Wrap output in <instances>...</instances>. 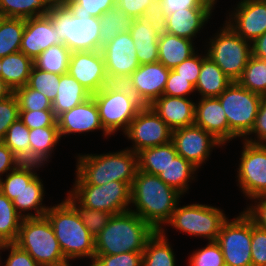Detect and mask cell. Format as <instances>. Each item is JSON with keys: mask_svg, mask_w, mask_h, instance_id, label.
Listing matches in <instances>:
<instances>
[{"mask_svg": "<svg viewBox=\"0 0 266 266\" xmlns=\"http://www.w3.org/2000/svg\"><path fill=\"white\" fill-rule=\"evenodd\" d=\"M181 197V193L157 175L138 170L131 186L130 211L136 213L156 231H160L170 220L176 206L181 202Z\"/></svg>", "mask_w": 266, "mask_h": 266, "instance_id": "obj_1", "label": "cell"}, {"mask_svg": "<svg viewBox=\"0 0 266 266\" xmlns=\"http://www.w3.org/2000/svg\"><path fill=\"white\" fill-rule=\"evenodd\" d=\"M74 184L103 185L110 181L132 186L138 171L137 154L128 147L104 154H78Z\"/></svg>", "mask_w": 266, "mask_h": 266, "instance_id": "obj_2", "label": "cell"}, {"mask_svg": "<svg viewBox=\"0 0 266 266\" xmlns=\"http://www.w3.org/2000/svg\"><path fill=\"white\" fill-rule=\"evenodd\" d=\"M156 230L136 213L112 215L108 225L95 238V255L143 252Z\"/></svg>", "mask_w": 266, "mask_h": 266, "instance_id": "obj_3", "label": "cell"}, {"mask_svg": "<svg viewBox=\"0 0 266 266\" xmlns=\"http://www.w3.org/2000/svg\"><path fill=\"white\" fill-rule=\"evenodd\" d=\"M45 216L50 221L68 262L83 258H90V263L93 262L95 238L89 233L75 209L65 199L57 205H50Z\"/></svg>", "mask_w": 266, "mask_h": 266, "instance_id": "obj_4", "label": "cell"}, {"mask_svg": "<svg viewBox=\"0 0 266 266\" xmlns=\"http://www.w3.org/2000/svg\"><path fill=\"white\" fill-rule=\"evenodd\" d=\"M62 43L71 51H100V21L98 17L72 14L55 1L48 13Z\"/></svg>", "mask_w": 266, "mask_h": 266, "instance_id": "obj_5", "label": "cell"}, {"mask_svg": "<svg viewBox=\"0 0 266 266\" xmlns=\"http://www.w3.org/2000/svg\"><path fill=\"white\" fill-rule=\"evenodd\" d=\"M98 108L101 124L110 135L120 129L123 134L130 122L144 106L124 84L110 82L99 92L92 94Z\"/></svg>", "mask_w": 266, "mask_h": 266, "instance_id": "obj_6", "label": "cell"}, {"mask_svg": "<svg viewBox=\"0 0 266 266\" xmlns=\"http://www.w3.org/2000/svg\"><path fill=\"white\" fill-rule=\"evenodd\" d=\"M41 266H66L65 259L48 218H23L14 242Z\"/></svg>", "mask_w": 266, "mask_h": 266, "instance_id": "obj_7", "label": "cell"}, {"mask_svg": "<svg viewBox=\"0 0 266 266\" xmlns=\"http://www.w3.org/2000/svg\"><path fill=\"white\" fill-rule=\"evenodd\" d=\"M207 43V56L232 82H237L252 56L251 43L239 36L226 22Z\"/></svg>", "mask_w": 266, "mask_h": 266, "instance_id": "obj_8", "label": "cell"}, {"mask_svg": "<svg viewBox=\"0 0 266 266\" xmlns=\"http://www.w3.org/2000/svg\"><path fill=\"white\" fill-rule=\"evenodd\" d=\"M176 206L170 220L165 224L180 233L216 241L222 224L229 218L221 208L206 204Z\"/></svg>", "mask_w": 266, "mask_h": 266, "instance_id": "obj_9", "label": "cell"}, {"mask_svg": "<svg viewBox=\"0 0 266 266\" xmlns=\"http://www.w3.org/2000/svg\"><path fill=\"white\" fill-rule=\"evenodd\" d=\"M262 97L245 89L238 82H232L218 96L225 111L229 129L236 137L240 139L242 137L244 140L252 131Z\"/></svg>", "mask_w": 266, "mask_h": 266, "instance_id": "obj_10", "label": "cell"}, {"mask_svg": "<svg viewBox=\"0 0 266 266\" xmlns=\"http://www.w3.org/2000/svg\"><path fill=\"white\" fill-rule=\"evenodd\" d=\"M69 193L83 206L112 215L130 210L131 186L126 182L110 181L103 185L74 184Z\"/></svg>", "mask_w": 266, "mask_h": 266, "instance_id": "obj_11", "label": "cell"}, {"mask_svg": "<svg viewBox=\"0 0 266 266\" xmlns=\"http://www.w3.org/2000/svg\"><path fill=\"white\" fill-rule=\"evenodd\" d=\"M252 220L242 211L221 226L216 242L220 245L225 266H252Z\"/></svg>", "mask_w": 266, "mask_h": 266, "instance_id": "obj_12", "label": "cell"}, {"mask_svg": "<svg viewBox=\"0 0 266 266\" xmlns=\"http://www.w3.org/2000/svg\"><path fill=\"white\" fill-rule=\"evenodd\" d=\"M242 141L236 181L244 197L251 200L266 195V144Z\"/></svg>", "mask_w": 266, "mask_h": 266, "instance_id": "obj_13", "label": "cell"}, {"mask_svg": "<svg viewBox=\"0 0 266 266\" xmlns=\"http://www.w3.org/2000/svg\"><path fill=\"white\" fill-rule=\"evenodd\" d=\"M124 135L133 142L129 149L137 154L143 149L171 142L172 129L150 106H143Z\"/></svg>", "mask_w": 266, "mask_h": 266, "instance_id": "obj_14", "label": "cell"}, {"mask_svg": "<svg viewBox=\"0 0 266 266\" xmlns=\"http://www.w3.org/2000/svg\"><path fill=\"white\" fill-rule=\"evenodd\" d=\"M110 82L124 81L140 66L134 40L129 32L116 35L101 48Z\"/></svg>", "mask_w": 266, "mask_h": 266, "instance_id": "obj_15", "label": "cell"}, {"mask_svg": "<svg viewBox=\"0 0 266 266\" xmlns=\"http://www.w3.org/2000/svg\"><path fill=\"white\" fill-rule=\"evenodd\" d=\"M171 142L177 154L198 170L204 165L203 163L206 164L215 147L222 148L223 146L209 132L195 124L172 130Z\"/></svg>", "mask_w": 266, "mask_h": 266, "instance_id": "obj_16", "label": "cell"}, {"mask_svg": "<svg viewBox=\"0 0 266 266\" xmlns=\"http://www.w3.org/2000/svg\"><path fill=\"white\" fill-rule=\"evenodd\" d=\"M68 74L91 94L99 92L110 83L101 51L71 52Z\"/></svg>", "mask_w": 266, "mask_h": 266, "instance_id": "obj_17", "label": "cell"}, {"mask_svg": "<svg viewBox=\"0 0 266 266\" xmlns=\"http://www.w3.org/2000/svg\"><path fill=\"white\" fill-rule=\"evenodd\" d=\"M169 73L170 69L160 62L142 64L124 81V84L144 106H149L163 95Z\"/></svg>", "mask_w": 266, "mask_h": 266, "instance_id": "obj_18", "label": "cell"}, {"mask_svg": "<svg viewBox=\"0 0 266 266\" xmlns=\"http://www.w3.org/2000/svg\"><path fill=\"white\" fill-rule=\"evenodd\" d=\"M236 5L225 22L252 43L266 32V0H241Z\"/></svg>", "mask_w": 266, "mask_h": 266, "instance_id": "obj_19", "label": "cell"}, {"mask_svg": "<svg viewBox=\"0 0 266 266\" xmlns=\"http://www.w3.org/2000/svg\"><path fill=\"white\" fill-rule=\"evenodd\" d=\"M60 138L70 134H84L101 130L105 138L110 136L103 128L97 105L91 96L84 102L57 117Z\"/></svg>", "mask_w": 266, "mask_h": 266, "instance_id": "obj_20", "label": "cell"}, {"mask_svg": "<svg viewBox=\"0 0 266 266\" xmlns=\"http://www.w3.org/2000/svg\"><path fill=\"white\" fill-rule=\"evenodd\" d=\"M161 31L162 23L156 13L133 19L129 33L134 40L140 65L158 62V40Z\"/></svg>", "mask_w": 266, "mask_h": 266, "instance_id": "obj_21", "label": "cell"}, {"mask_svg": "<svg viewBox=\"0 0 266 266\" xmlns=\"http://www.w3.org/2000/svg\"><path fill=\"white\" fill-rule=\"evenodd\" d=\"M61 43L58 32L48 14L25 19L20 52L27 57L34 60L42 51Z\"/></svg>", "mask_w": 266, "mask_h": 266, "instance_id": "obj_22", "label": "cell"}, {"mask_svg": "<svg viewBox=\"0 0 266 266\" xmlns=\"http://www.w3.org/2000/svg\"><path fill=\"white\" fill-rule=\"evenodd\" d=\"M194 124L209 132L223 146L237 138L229 129L218 97L200 98L196 101Z\"/></svg>", "mask_w": 266, "mask_h": 266, "instance_id": "obj_23", "label": "cell"}, {"mask_svg": "<svg viewBox=\"0 0 266 266\" xmlns=\"http://www.w3.org/2000/svg\"><path fill=\"white\" fill-rule=\"evenodd\" d=\"M213 8H189L167 14L161 19L162 31L194 41L211 18Z\"/></svg>", "mask_w": 266, "mask_h": 266, "instance_id": "obj_24", "label": "cell"}, {"mask_svg": "<svg viewBox=\"0 0 266 266\" xmlns=\"http://www.w3.org/2000/svg\"><path fill=\"white\" fill-rule=\"evenodd\" d=\"M190 98L162 95L149 106L172 129L194 124L195 101Z\"/></svg>", "mask_w": 266, "mask_h": 266, "instance_id": "obj_25", "label": "cell"}, {"mask_svg": "<svg viewBox=\"0 0 266 266\" xmlns=\"http://www.w3.org/2000/svg\"><path fill=\"white\" fill-rule=\"evenodd\" d=\"M194 45L195 43L190 39L161 31L158 40V62L162 63L168 69H173L197 53L196 46L194 47Z\"/></svg>", "mask_w": 266, "mask_h": 266, "instance_id": "obj_26", "label": "cell"}, {"mask_svg": "<svg viewBox=\"0 0 266 266\" xmlns=\"http://www.w3.org/2000/svg\"><path fill=\"white\" fill-rule=\"evenodd\" d=\"M44 195L43 181L37 175L29 184H25L12 203L22 218L42 217L49 209V206H43ZM33 210L35 213L28 212Z\"/></svg>", "mask_w": 266, "mask_h": 266, "instance_id": "obj_27", "label": "cell"}, {"mask_svg": "<svg viewBox=\"0 0 266 266\" xmlns=\"http://www.w3.org/2000/svg\"><path fill=\"white\" fill-rule=\"evenodd\" d=\"M92 94L68 73L60 75V82L56 98L52 103V110L56 117L71 110L75 106L90 98Z\"/></svg>", "mask_w": 266, "mask_h": 266, "instance_id": "obj_28", "label": "cell"}, {"mask_svg": "<svg viewBox=\"0 0 266 266\" xmlns=\"http://www.w3.org/2000/svg\"><path fill=\"white\" fill-rule=\"evenodd\" d=\"M34 63L22 52L18 51L0 58V78L14 91L27 85Z\"/></svg>", "mask_w": 266, "mask_h": 266, "instance_id": "obj_29", "label": "cell"}, {"mask_svg": "<svg viewBox=\"0 0 266 266\" xmlns=\"http://www.w3.org/2000/svg\"><path fill=\"white\" fill-rule=\"evenodd\" d=\"M61 140L58 126H47L29 130L30 163L45 166L52 157L54 147Z\"/></svg>", "mask_w": 266, "mask_h": 266, "instance_id": "obj_30", "label": "cell"}, {"mask_svg": "<svg viewBox=\"0 0 266 266\" xmlns=\"http://www.w3.org/2000/svg\"><path fill=\"white\" fill-rule=\"evenodd\" d=\"M232 81L208 56L202 61L195 92L200 98L218 97Z\"/></svg>", "mask_w": 266, "mask_h": 266, "instance_id": "obj_31", "label": "cell"}, {"mask_svg": "<svg viewBox=\"0 0 266 266\" xmlns=\"http://www.w3.org/2000/svg\"><path fill=\"white\" fill-rule=\"evenodd\" d=\"M167 237L165 227H162L147 241L142 266H176V257Z\"/></svg>", "mask_w": 266, "mask_h": 266, "instance_id": "obj_32", "label": "cell"}, {"mask_svg": "<svg viewBox=\"0 0 266 266\" xmlns=\"http://www.w3.org/2000/svg\"><path fill=\"white\" fill-rule=\"evenodd\" d=\"M177 155L172 142L143 149L137 153L138 170L158 176Z\"/></svg>", "mask_w": 266, "mask_h": 266, "instance_id": "obj_33", "label": "cell"}, {"mask_svg": "<svg viewBox=\"0 0 266 266\" xmlns=\"http://www.w3.org/2000/svg\"><path fill=\"white\" fill-rule=\"evenodd\" d=\"M197 170L195 166L185 160L181 155H177L158 177L167 185L184 195L189 190V182L192 183V180L194 181L196 178L194 176Z\"/></svg>", "mask_w": 266, "mask_h": 266, "instance_id": "obj_34", "label": "cell"}, {"mask_svg": "<svg viewBox=\"0 0 266 266\" xmlns=\"http://www.w3.org/2000/svg\"><path fill=\"white\" fill-rule=\"evenodd\" d=\"M55 0H0V16L29 19L50 12Z\"/></svg>", "mask_w": 266, "mask_h": 266, "instance_id": "obj_35", "label": "cell"}, {"mask_svg": "<svg viewBox=\"0 0 266 266\" xmlns=\"http://www.w3.org/2000/svg\"><path fill=\"white\" fill-rule=\"evenodd\" d=\"M43 165L37 163L21 162L16 168L8 172L5 179L0 180V192L13 201L25 184H29Z\"/></svg>", "mask_w": 266, "mask_h": 266, "instance_id": "obj_36", "label": "cell"}, {"mask_svg": "<svg viewBox=\"0 0 266 266\" xmlns=\"http://www.w3.org/2000/svg\"><path fill=\"white\" fill-rule=\"evenodd\" d=\"M100 21V51L116 35L129 32L133 18L122 12L117 6L109 9L99 17Z\"/></svg>", "mask_w": 266, "mask_h": 266, "instance_id": "obj_37", "label": "cell"}, {"mask_svg": "<svg viewBox=\"0 0 266 266\" xmlns=\"http://www.w3.org/2000/svg\"><path fill=\"white\" fill-rule=\"evenodd\" d=\"M71 51L63 44L52 45L33 60L40 70L62 75L68 73Z\"/></svg>", "mask_w": 266, "mask_h": 266, "instance_id": "obj_38", "label": "cell"}, {"mask_svg": "<svg viewBox=\"0 0 266 266\" xmlns=\"http://www.w3.org/2000/svg\"><path fill=\"white\" fill-rule=\"evenodd\" d=\"M25 19L0 17V58L20 51Z\"/></svg>", "mask_w": 266, "mask_h": 266, "instance_id": "obj_39", "label": "cell"}, {"mask_svg": "<svg viewBox=\"0 0 266 266\" xmlns=\"http://www.w3.org/2000/svg\"><path fill=\"white\" fill-rule=\"evenodd\" d=\"M22 220L12 201L0 192V244L16 241Z\"/></svg>", "mask_w": 266, "mask_h": 266, "instance_id": "obj_40", "label": "cell"}, {"mask_svg": "<svg viewBox=\"0 0 266 266\" xmlns=\"http://www.w3.org/2000/svg\"><path fill=\"white\" fill-rule=\"evenodd\" d=\"M237 82L253 93L266 96V60L252 55Z\"/></svg>", "mask_w": 266, "mask_h": 266, "instance_id": "obj_41", "label": "cell"}, {"mask_svg": "<svg viewBox=\"0 0 266 266\" xmlns=\"http://www.w3.org/2000/svg\"><path fill=\"white\" fill-rule=\"evenodd\" d=\"M29 130L19 118L8 128L2 141L21 162L28 163H30Z\"/></svg>", "mask_w": 266, "mask_h": 266, "instance_id": "obj_42", "label": "cell"}, {"mask_svg": "<svg viewBox=\"0 0 266 266\" xmlns=\"http://www.w3.org/2000/svg\"><path fill=\"white\" fill-rule=\"evenodd\" d=\"M65 200L75 209L79 218L94 238L108 225L112 217L109 212L83 207L69 192Z\"/></svg>", "mask_w": 266, "mask_h": 266, "instance_id": "obj_43", "label": "cell"}, {"mask_svg": "<svg viewBox=\"0 0 266 266\" xmlns=\"http://www.w3.org/2000/svg\"><path fill=\"white\" fill-rule=\"evenodd\" d=\"M59 82L60 75L40 70L33 65L27 86L41 92L53 103L57 95Z\"/></svg>", "mask_w": 266, "mask_h": 266, "instance_id": "obj_44", "label": "cell"}, {"mask_svg": "<svg viewBox=\"0 0 266 266\" xmlns=\"http://www.w3.org/2000/svg\"><path fill=\"white\" fill-rule=\"evenodd\" d=\"M20 111L52 110V102L41 92L27 85L13 91Z\"/></svg>", "mask_w": 266, "mask_h": 266, "instance_id": "obj_45", "label": "cell"}, {"mask_svg": "<svg viewBox=\"0 0 266 266\" xmlns=\"http://www.w3.org/2000/svg\"><path fill=\"white\" fill-rule=\"evenodd\" d=\"M62 3L72 14H85L100 17L116 7V0H63Z\"/></svg>", "mask_w": 266, "mask_h": 266, "instance_id": "obj_46", "label": "cell"}, {"mask_svg": "<svg viewBox=\"0 0 266 266\" xmlns=\"http://www.w3.org/2000/svg\"><path fill=\"white\" fill-rule=\"evenodd\" d=\"M188 260V266H225L221 247L216 241H208L205 247L193 251Z\"/></svg>", "mask_w": 266, "mask_h": 266, "instance_id": "obj_47", "label": "cell"}, {"mask_svg": "<svg viewBox=\"0 0 266 266\" xmlns=\"http://www.w3.org/2000/svg\"><path fill=\"white\" fill-rule=\"evenodd\" d=\"M143 252H125L115 255H95L92 266H142Z\"/></svg>", "mask_w": 266, "mask_h": 266, "instance_id": "obj_48", "label": "cell"}, {"mask_svg": "<svg viewBox=\"0 0 266 266\" xmlns=\"http://www.w3.org/2000/svg\"><path fill=\"white\" fill-rule=\"evenodd\" d=\"M116 6L133 19L156 13L158 0H116Z\"/></svg>", "mask_w": 266, "mask_h": 266, "instance_id": "obj_49", "label": "cell"}, {"mask_svg": "<svg viewBox=\"0 0 266 266\" xmlns=\"http://www.w3.org/2000/svg\"><path fill=\"white\" fill-rule=\"evenodd\" d=\"M20 109L14 94L0 100V142L5 138L8 128L19 119Z\"/></svg>", "mask_w": 266, "mask_h": 266, "instance_id": "obj_50", "label": "cell"}, {"mask_svg": "<svg viewBox=\"0 0 266 266\" xmlns=\"http://www.w3.org/2000/svg\"><path fill=\"white\" fill-rule=\"evenodd\" d=\"M19 118L29 129L58 126L53 110L20 111Z\"/></svg>", "mask_w": 266, "mask_h": 266, "instance_id": "obj_51", "label": "cell"}, {"mask_svg": "<svg viewBox=\"0 0 266 266\" xmlns=\"http://www.w3.org/2000/svg\"><path fill=\"white\" fill-rule=\"evenodd\" d=\"M206 57V52H204L203 55L199 54L197 50V54H193L188 59L178 64L175 68H173V70L184 79H187L195 87L202 67V61Z\"/></svg>", "mask_w": 266, "mask_h": 266, "instance_id": "obj_52", "label": "cell"}, {"mask_svg": "<svg viewBox=\"0 0 266 266\" xmlns=\"http://www.w3.org/2000/svg\"><path fill=\"white\" fill-rule=\"evenodd\" d=\"M194 92L195 87L187 79L170 69L163 95L189 98Z\"/></svg>", "mask_w": 266, "mask_h": 266, "instance_id": "obj_53", "label": "cell"}, {"mask_svg": "<svg viewBox=\"0 0 266 266\" xmlns=\"http://www.w3.org/2000/svg\"><path fill=\"white\" fill-rule=\"evenodd\" d=\"M251 259L252 266H266V230L257 227L253 221Z\"/></svg>", "mask_w": 266, "mask_h": 266, "instance_id": "obj_54", "label": "cell"}, {"mask_svg": "<svg viewBox=\"0 0 266 266\" xmlns=\"http://www.w3.org/2000/svg\"><path fill=\"white\" fill-rule=\"evenodd\" d=\"M189 8H212L204 0H158L156 14L160 20L167 14Z\"/></svg>", "mask_w": 266, "mask_h": 266, "instance_id": "obj_55", "label": "cell"}, {"mask_svg": "<svg viewBox=\"0 0 266 266\" xmlns=\"http://www.w3.org/2000/svg\"><path fill=\"white\" fill-rule=\"evenodd\" d=\"M9 251L7 259L2 266H41L26 251L19 248L15 243L0 244L2 251Z\"/></svg>", "mask_w": 266, "mask_h": 266, "instance_id": "obj_56", "label": "cell"}, {"mask_svg": "<svg viewBox=\"0 0 266 266\" xmlns=\"http://www.w3.org/2000/svg\"><path fill=\"white\" fill-rule=\"evenodd\" d=\"M253 134L256 137L253 138L251 136ZM244 140L254 144H266V96L262 97L255 125L250 134Z\"/></svg>", "mask_w": 266, "mask_h": 266, "instance_id": "obj_57", "label": "cell"}, {"mask_svg": "<svg viewBox=\"0 0 266 266\" xmlns=\"http://www.w3.org/2000/svg\"><path fill=\"white\" fill-rule=\"evenodd\" d=\"M251 200L254 203H251L246 209L244 208L243 212L257 227L266 230V195Z\"/></svg>", "mask_w": 266, "mask_h": 266, "instance_id": "obj_58", "label": "cell"}, {"mask_svg": "<svg viewBox=\"0 0 266 266\" xmlns=\"http://www.w3.org/2000/svg\"><path fill=\"white\" fill-rule=\"evenodd\" d=\"M21 163L20 159L7 147L0 142V180L3 174H7Z\"/></svg>", "mask_w": 266, "mask_h": 266, "instance_id": "obj_59", "label": "cell"}, {"mask_svg": "<svg viewBox=\"0 0 266 266\" xmlns=\"http://www.w3.org/2000/svg\"><path fill=\"white\" fill-rule=\"evenodd\" d=\"M252 55L266 60V32L251 43Z\"/></svg>", "mask_w": 266, "mask_h": 266, "instance_id": "obj_60", "label": "cell"}, {"mask_svg": "<svg viewBox=\"0 0 266 266\" xmlns=\"http://www.w3.org/2000/svg\"><path fill=\"white\" fill-rule=\"evenodd\" d=\"M12 94V89L0 78V100L8 98Z\"/></svg>", "mask_w": 266, "mask_h": 266, "instance_id": "obj_61", "label": "cell"}, {"mask_svg": "<svg viewBox=\"0 0 266 266\" xmlns=\"http://www.w3.org/2000/svg\"><path fill=\"white\" fill-rule=\"evenodd\" d=\"M207 4H209L213 9H215V5L218 0H204Z\"/></svg>", "mask_w": 266, "mask_h": 266, "instance_id": "obj_62", "label": "cell"}, {"mask_svg": "<svg viewBox=\"0 0 266 266\" xmlns=\"http://www.w3.org/2000/svg\"><path fill=\"white\" fill-rule=\"evenodd\" d=\"M1 259H2V257H1V254H0V266H2V263H3Z\"/></svg>", "mask_w": 266, "mask_h": 266, "instance_id": "obj_63", "label": "cell"}]
</instances>
